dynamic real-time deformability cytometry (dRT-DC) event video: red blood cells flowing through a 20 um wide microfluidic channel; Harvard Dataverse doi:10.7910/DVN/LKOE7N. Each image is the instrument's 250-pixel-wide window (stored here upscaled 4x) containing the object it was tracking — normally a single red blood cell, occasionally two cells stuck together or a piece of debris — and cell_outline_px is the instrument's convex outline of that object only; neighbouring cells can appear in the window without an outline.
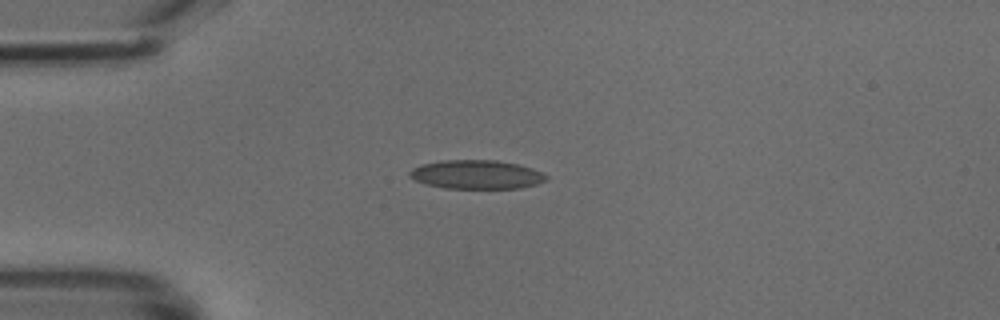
{"species": "common noctule bat (a hibernating species)", "species_latin": "Nyctalus noctula", "temperature_condition": "cold", "stored_images_in_passage": 37, "camera_frame_rate_fps": 3000, "um_per_image_px": 0.085, "animal": {"sex": "male", "body_mass_g": 18.8}, "frame": {"image": 1, "passage_image": 1, "time_ms": 0.0, "image_size_px": [1000, 320], "cell_outline_px": [[548, 180], [536, 184], [520, 188], [444, 188], [424, 184], [408, 176], [408, 172], [412, 168], [420, 164], [444, 160], [496, 160], [516, 164], [532, 168], [548, 176]], "centroid_in_image_um": [40.47, 14.83], "position_along_channel_um": 44.5, "area_um2": 23.0}}
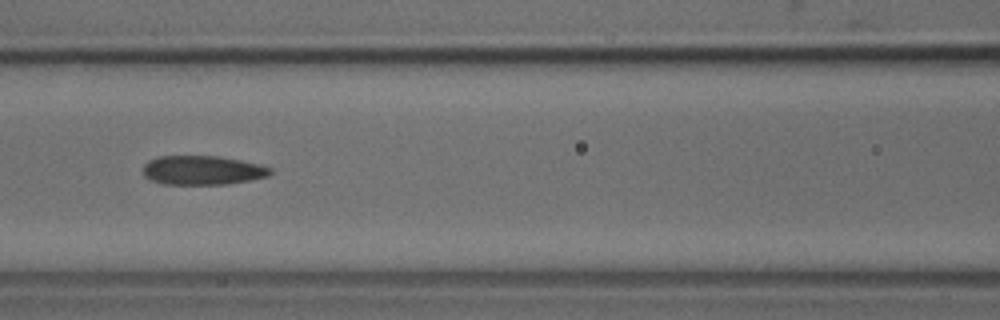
{"frame": {"image": 2, "passage_image": 10, "time_ms": 3.0, "image_size_px": [1000, 320], "cell_outline_px": [[272, 172], [268, 176], [228, 184], [164, 184], [152, 180], [144, 176], [144, 164], [148, 160], [160, 156], [216, 156], [240, 160], [260, 164], [272, 168]], "centroid_in_image_um": [17.21, 14.47], "position_along_channel_um": 149.4, "area_um2": 21.5}}
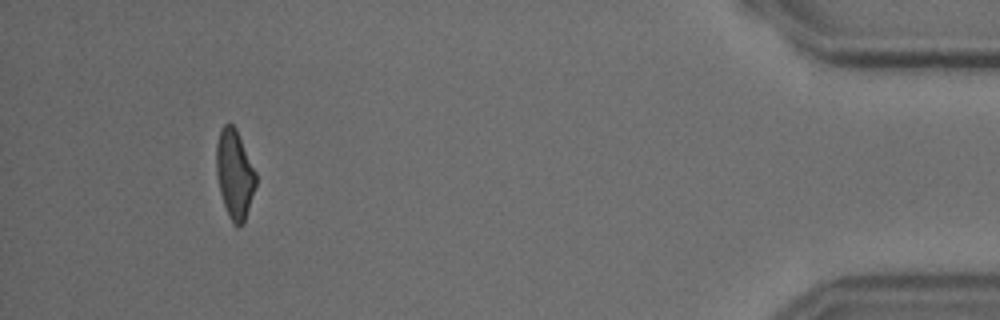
{"frame": {"image": 3, "passage_image": 34, "time_ms": 11.0, "image_size_px": [1000, 320], "cell_outline_px": [[256, 184], [244, 224], [232, 224], [228, 216], [220, 192], [216, 176], [216, 144], [220, 128], [224, 124], [232, 124], [236, 128], [256, 172]], "centroid_in_image_um": [19.93, 14.79], "position_along_channel_um": 415.3, "area_um2": 20.52}}